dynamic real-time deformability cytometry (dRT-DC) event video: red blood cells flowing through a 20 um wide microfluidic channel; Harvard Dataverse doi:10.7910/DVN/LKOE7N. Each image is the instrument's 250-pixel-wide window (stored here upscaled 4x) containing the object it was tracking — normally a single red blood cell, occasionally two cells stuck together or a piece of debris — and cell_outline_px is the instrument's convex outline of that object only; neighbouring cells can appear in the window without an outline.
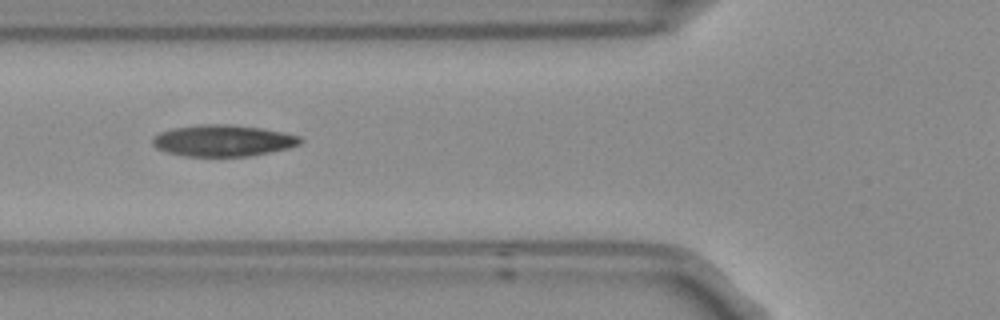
{"species": "Egyptian fruit bat (a non-hibernating species)", "species_latin": "Rousettus aegyptiacus", "temperature_condition": "room temperature", "stored_images_in_passage": 5, "camera_frame_rate_fps": 3000, "um_per_image_px": 0.085, "frame": {"image": 1, "passage_image": 3, "time_ms": 0.667, "image_size_px": [1000, 320], "cell_outline_px": [[304, 140], [300, 144], [288, 148], [248, 156], [184, 156], [168, 152], [156, 148], [152, 144], [152, 136], [160, 132], [172, 128], [200, 124], [232, 124], [264, 128], [284, 132], [300, 136]], "centroid_in_image_um": [18.95, 11.94], "position_along_channel_um": 106.8, "area_um2": 27.28}}